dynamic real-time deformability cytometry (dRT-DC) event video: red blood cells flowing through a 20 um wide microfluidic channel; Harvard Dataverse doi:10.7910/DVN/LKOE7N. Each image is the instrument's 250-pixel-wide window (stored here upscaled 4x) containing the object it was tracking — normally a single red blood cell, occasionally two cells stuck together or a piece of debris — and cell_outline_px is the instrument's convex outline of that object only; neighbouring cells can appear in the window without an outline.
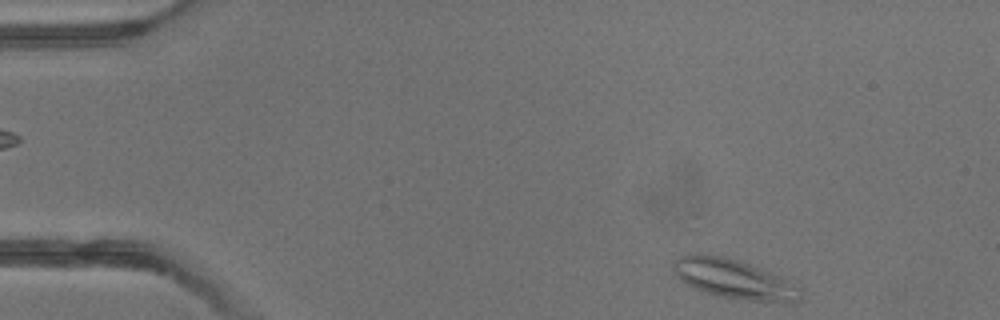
{"species": "common noctule bat (a hibernating species)", "species_latin": "Nyctalus noctula", "temperature_condition": "warm", "stored_images_in_passage": 3, "camera_frame_rate_fps": 3000, "um_per_image_px": 0.085, "animal": {"sex": "male", "body_mass_g": 13.3}, "frame": {"image": 1, "passage_image": 3, "time_ms": 4.0, "image_size_px": [1000, 320], "cell_outline_px": [[800, 300], [796, 304], [784, 304], [748, 300], [720, 296], [696, 288], [680, 280], [672, 272], [672, 264], [676, 256], [688, 252], [704, 252], [744, 260], [780, 276], [788, 280], [800, 296]], "centroid_in_image_um": [62.32, 23.67], "position_along_channel_um": 22.7, "area_um2": 29.94}}